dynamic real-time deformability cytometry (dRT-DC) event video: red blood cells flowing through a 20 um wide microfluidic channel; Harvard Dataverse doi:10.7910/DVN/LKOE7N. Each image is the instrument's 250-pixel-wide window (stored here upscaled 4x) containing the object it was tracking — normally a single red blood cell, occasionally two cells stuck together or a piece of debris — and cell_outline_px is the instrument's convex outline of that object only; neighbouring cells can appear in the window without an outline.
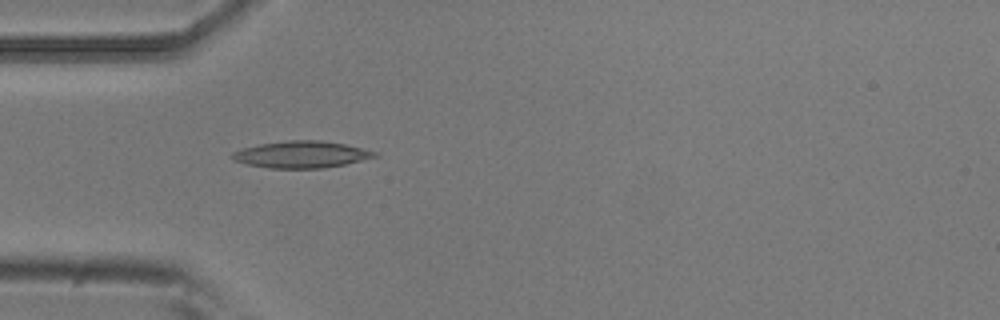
{"species": "common noctule bat (a hibernating species)", "species_latin": "Nyctalus noctula", "temperature_condition": "room temperature", "stored_images_in_passage": 4, "camera_frame_rate_fps": 3000, "um_per_image_px": 0.085, "animal": {"sex": "male", "body_mass_g": 20.5, "forearm_length_mm": 52.5}, "frame": {"image": 1, "passage_image": 4, "time_ms": 1.0, "image_size_px": [1000, 320], "cell_outline_px": [[380, 156], [344, 164], [324, 168], [268, 168], [248, 164], [236, 160], [232, 156], [232, 152], [244, 148], [260, 144], [288, 140], [320, 140], [344, 144], [376, 152]], "centroid_in_image_um": [25.64, 13.13], "position_along_channel_um": 59.4, "area_um2": 21.91}}